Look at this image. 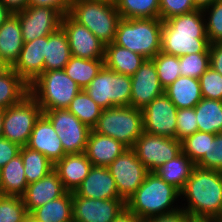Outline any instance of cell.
I'll list each match as a JSON object with an SVG mask.
<instances>
[{
    "label": "cell",
    "instance_id": "1",
    "mask_svg": "<svg viewBox=\"0 0 222 222\" xmlns=\"http://www.w3.org/2000/svg\"><path fill=\"white\" fill-rule=\"evenodd\" d=\"M202 9L177 15L163 21L161 52L177 57L186 54L209 53L206 20Z\"/></svg>",
    "mask_w": 222,
    "mask_h": 222
},
{
    "label": "cell",
    "instance_id": "2",
    "mask_svg": "<svg viewBox=\"0 0 222 222\" xmlns=\"http://www.w3.org/2000/svg\"><path fill=\"white\" fill-rule=\"evenodd\" d=\"M180 195L187 198L183 210L189 216L218 218L222 213V172L195 166Z\"/></svg>",
    "mask_w": 222,
    "mask_h": 222
},
{
    "label": "cell",
    "instance_id": "3",
    "mask_svg": "<svg viewBox=\"0 0 222 222\" xmlns=\"http://www.w3.org/2000/svg\"><path fill=\"white\" fill-rule=\"evenodd\" d=\"M179 196L181 197L177 188L166 183L155 172H149L136 192L126 200V209L145 221L178 211L180 207L173 208L172 204Z\"/></svg>",
    "mask_w": 222,
    "mask_h": 222
},
{
    "label": "cell",
    "instance_id": "4",
    "mask_svg": "<svg viewBox=\"0 0 222 222\" xmlns=\"http://www.w3.org/2000/svg\"><path fill=\"white\" fill-rule=\"evenodd\" d=\"M162 27L163 21L160 18H121L114 43L146 59H152L161 51Z\"/></svg>",
    "mask_w": 222,
    "mask_h": 222
},
{
    "label": "cell",
    "instance_id": "5",
    "mask_svg": "<svg viewBox=\"0 0 222 222\" xmlns=\"http://www.w3.org/2000/svg\"><path fill=\"white\" fill-rule=\"evenodd\" d=\"M69 15L86 26L105 45L114 42L120 13L115 3L97 0H72Z\"/></svg>",
    "mask_w": 222,
    "mask_h": 222
},
{
    "label": "cell",
    "instance_id": "6",
    "mask_svg": "<svg viewBox=\"0 0 222 222\" xmlns=\"http://www.w3.org/2000/svg\"><path fill=\"white\" fill-rule=\"evenodd\" d=\"M82 90L64 69L44 71L32 84L29 93L36 99L42 112L67 109L70 102Z\"/></svg>",
    "mask_w": 222,
    "mask_h": 222
},
{
    "label": "cell",
    "instance_id": "7",
    "mask_svg": "<svg viewBox=\"0 0 222 222\" xmlns=\"http://www.w3.org/2000/svg\"><path fill=\"white\" fill-rule=\"evenodd\" d=\"M93 130L132 148L144 132L143 112L133 106L103 109Z\"/></svg>",
    "mask_w": 222,
    "mask_h": 222
},
{
    "label": "cell",
    "instance_id": "8",
    "mask_svg": "<svg viewBox=\"0 0 222 222\" xmlns=\"http://www.w3.org/2000/svg\"><path fill=\"white\" fill-rule=\"evenodd\" d=\"M84 90L103 109L130 106L131 77L104 66Z\"/></svg>",
    "mask_w": 222,
    "mask_h": 222
},
{
    "label": "cell",
    "instance_id": "9",
    "mask_svg": "<svg viewBox=\"0 0 222 222\" xmlns=\"http://www.w3.org/2000/svg\"><path fill=\"white\" fill-rule=\"evenodd\" d=\"M42 113L36 99L29 93L19 103L4 110L2 137L20 147L26 146Z\"/></svg>",
    "mask_w": 222,
    "mask_h": 222
},
{
    "label": "cell",
    "instance_id": "10",
    "mask_svg": "<svg viewBox=\"0 0 222 222\" xmlns=\"http://www.w3.org/2000/svg\"><path fill=\"white\" fill-rule=\"evenodd\" d=\"M43 114L50 120L61 140L65 154L85 152L91 128L82 123L67 109L45 110Z\"/></svg>",
    "mask_w": 222,
    "mask_h": 222
},
{
    "label": "cell",
    "instance_id": "11",
    "mask_svg": "<svg viewBox=\"0 0 222 222\" xmlns=\"http://www.w3.org/2000/svg\"><path fill=\"white\" fill-rule=\"evenodd\" d=\"M132 149L149 172H154L182 152L181 142L177 139L147 132L142 133Z\"/></svg>",
    "mask_w": 222,
    "mask_h": 222
},
{
    "label": "cell",
    "instance_id": "12",
    "mask_svg": "<svg viewBox=\"0 0 222 222\" xmlns=\"http://www.w3.org/2000/svg\"><path fill=\"white\" fill-rule=\"evenodd\" d=\"M107 168L115 180L119 196L125 201L136 192L149 173L132 148L124 151Z\"/></svg>",
    "mask_w": 222,
    "mask_h": 222
},
{
    "label": "cell",
    "instance_id": "13",
    "mask_svg": "<svg viewBox=\"0 0 222 222\" xmlns=\"http://www.w3.org/2000/svg\"><path fill=\"white\" fill-rule=\"evenodd\" d=\"M126 210L124 199H93L72 192L73 221L113 222Z\"/></svg>",
    "mask_w": 222,
    "mask_h": 222
},
{
    "label": "cell",
    "instance_id": "14",
    "mask_svg": "<svg viewBox=\"0 0 222 222\" xmlns=\"http://www.w3.org/2000/svg\"><path fill=\"white\" fill-rule=\"evenodd\" d=\"M19 16L23 42L48 36L61 27L62 14L50 7L28 6L16 12Z\"/></svg>",
    "mask_w": 222,
    "mask_h": 222
},
{
    "label": "cell",
    "instance_id": "15",
    "mask_svg": "<svg viewBox=\"0 0 222 222\" xmlns=\"http://www.w3.org/2000/svg\"><path fill=\"white\" fill-rule=\"evenodd\" d=\"M177 110L165 94L156 97L142 109L144 132L176 139Z\"/></svg>",
    "mask_w": 222,
    "mask_h": 222
},
{
    "label": "cell",
    "instance_id": "16",
    "mask_svg": "<svg viewBox=\"0 0 222 222\" xmlns=\"http://www.w3.org/2000/svg\"><path fill=\"white\" fill-rule=\"evenodd\" d=\"M61 28L67 35L71 54L85 59H104L105 44L86 26L79 24L69 14L62 16Z\"/></svg>",
    "mask_w": 222,
    "mask_h": 222
},
{
    "label": "cell",
    "instance_id": "17",
    "mask_svg": "<svg viewBox=\"0 0 222 222\" xmlns=\"http://www.w3.org/2000/svg\"><path fill=\"white\" fill-rule=\"evenodd\" d=\"M131 77L130 106L142 110L164 94L153 59H146Z\"/></svg>",
    "mask_w": 222,
    "mask_h": 222
},
{
    "label": "cell",
    "instance_id": "18",
    "mask_svg": "<svg viewBox=\"0 0 222 222\" xmlns=\"http://www.w3.org/2000/svg\"><path fill=\"white\" fill-rule=\"evenodd\" d=\"M26 146L44 154L53 164L66 155L56 130L43 113L36 120Z\"/></svg>",
    "mask_w": 222,
    "mask_h": 222
},
{
    "label": "cell",
    "instance_id": "19",
    "mask_svg": "<svg viewBox=\"0 0 222 222\" xmlns=\"http://www.w3.org/2000/svg\"><path fill=\"white\" fill-rule=\"evenodd\" d=\"M45 50L46 36L24 43L19 59L12 66L28 85L44 72Z\"/></svg>",
    "mask_w": 222,
    "mask_h": 222
},
{
    "label": "cell",
    "instance_id": "20",
    "mask_svg": "<svg viewBox=\"0 0 222 222\" xmlns=\"http://www.w3.org/2000/svg\"><path fill=\"white\" fill-rule=\"evenodd\" d=\"M66 192L58 174L53 170L40 180L29 183L21 198L30 213L32 210L63 196Z\"/></svg>",
    "mask_w": 222,
    "mask_h": 222
},
{
    "label": "cell",
    "instance_id": "21",
    "mask_svg": "<svg viewBox=\"0 0 222 222\" xmlns=\"http://www.w3.org/2000/svg\"><path fill=\"white\" fill-rule=\"evenodd\" d=\"M78 196L93 199H122L107 167L93 166L82 184L75 190Z\"/></svg>",
    "mask_w": 222,
    "mask_h": 222
},
{
    "label": "cell",
    "instance_id": "22",
    "mask_svg": "<svg viewBox=\"0 0 222 222\" xmlns=\"http://www.w3.org/2000/svg\"><path fill=\"white\" fill-rule=\"evenodd\" d=\"M93 167L85 153L66 154L54 164V171L58 174L64 188L69 192L82 184Z\"/></svg>",
    "mask_w": 222,
    "mask_h": 222
},
{
    "label": "cell",
    "instance_id": "23",
    "mask_svg": "<svg viewBox=\"0 0 222 222\" xmlns=\"http://www.w3.org/2000/svg\"><path fill=\"white\" fill-rule=\"evenodd\" d=\"M127 149L122 142L92 129L84 153L93 166L107 167Z\"/></svg>",
    "mask_w": 222,
    "mask_h": 222
},
{
    "label": "cell",
    "instance_id": "24",
    "mask_svg": "<svg viewBox=\"0 0 222 222\" xmlns=\"http://www.w3.org/2000/svg\"><path fill=\"white\" fill-rule=\"evenodd\" d=\"M23 45L19 16L12 13L0 27V55L9 67L19 59Z\"/></svg>",
    "mask_w": 222,
    "mask_h": 222
},
{
    "label": "cell",
    "instance_id": "25",
    "mask_svg": "<svg viewBox=\"0 0 222 222\" xmlns=\"http://www.w3.org/2000/svg\"><path fill=\"white\" fill-rule=\"evenodd\" d=\"M164 94L177 109L194 108L203 98L199 79L179 76L164 89Z\"/></svg>",
    "mask_w": 222,
    "mask_h": 222
},
{
    "label": "cell",
    "instance_id": "26",
    "mask_svg": "<svg viewBox=\"0 0 222 222\" xmlns=\"http://www.w3.org/2000/svg\"><path fill=\"white\" fill-rule=\"evenodd\" d=\"M145 60L142 55L114 42L105 45L104 66L116 73L132 76Z\"/></svg>",
    "mask_w": 222,
    "mask_h": 222
},
{
    "label": "cell",
    "instance_id": "27",
    "mask_svg": "<svg viewBox=\"0 0 222 222\" xmlns=\"http://www.w3.org/2000/svg\"><path fill=\"white\" fill-rule=\"evenodd\" d=\"M71 57L67 35L61 27L46 36L44 71L64 69Z\"/></svg>",
    "mask_w": 222,
    "mask_h": 222
},
{
    "label": "cell",
    "instance_id": "28",
    "mask_svg": "<svg viewBox=\"0 0 222 222\" xmlns=\"http://www.w3.org/2000/svg\"><path fill=\"white\" fill-rule=\"evenodd\" d=\"M28 186L21 155L0 168V194L22 196Z\"/></svg>",
    "mask_w": 222,
    "mask_h": 222
},
{
    "label": "cell",
    "instance_id": "29",
    "mask_svg": "<svg viewBox=\"0 0 222 222\" xmlns=\"http://www.w3.org/2000/svg\"><path fill=\"white\" fill-rule=\"evenodd\" d=\"M29 94V85L9 67L0 73V109L19 103Z\"/></svg>",
    "mask_w": 222,
    "mask_h": 222
},
{
    "label": "cell",
    "instance_id": "30",
    "mask_svg": "<svg viewBox=\"0 0 222 222\" xmlns=\"http://www.w3.org/2000/svg\"><path fill=\"white\" fill-rule=\"evenodd\" d=\"M194 167L195 163L181 152L154 172L166 183L173 185L181 191L190 178Z\"/></svg>",
    "mask_w": 222,
    "mask_h": 222
},
{
    "label": "cell",
    "instance_id": "31",
    "mask_svg": "<svg viewBox=\"0 0 222 222\" xmlns=\"http://www.w3.org/2000/svg\"><path fill=\"white\" fill-rule=\"evenodd\" d=\"M29 214L40 222H72V192L67 191L63 196L32 210Z\"/></svg>",
    "mask_w": 222,
    "mask_h": 222
},
{
    "label": "cell",
    "instance_id": "32",
    "mask_svg": "<svg viewBox=\"0 0 222 222\" xmlns=\"http://www.w3.org/2000/svg\"><path fill=\"white\" fill-rule=\"evenodd\" d=\"M194 109L198 131L222 133V101L202 98Z\"/></svg>",
    "mask_w": 222,
    "mask_h": 222
},
{
    "label": "cell",
    "instance_id": "33",
    "mask_svg": "<svg viewBox=\"0 0 222 222\" xmlns=\"http://www.w3.org/2000/svg\"><path fill=\"white\" fill-rule=\"evenodd\" d=\"M104 67V59H85L72 56L64 71L82 89H85Z\"/></svg>",
    "mask_w": 222,
    "mask_h": 222
},
{
    "label": "cell",
    "instance_id": "34",
    "mask_svg": "<svg viewBox=\"0 0 222 222\" xmlns=\"http://www.w3.org/2000/svg\"><path fill=\"white\" fill-rule=\"evenodd\" d=\"M19 154L28 184L40 180L54 169V164L44 154L27 146L21 147Z\"/></svg>",
    "mask_w": 222,
    "mask_h": 222
},
{
    "label": "cell",
    "instance_id": "35",
    "mask_svg": "<svg viewBox=\"0 0 222 222\" xmlns=\"http://www.w3.org/2000/svg\"><path fill=\"white\" fill-rule=\"evenodd\" d=\"M115 6L123 19L159 18V0H116Z\"/></svg>",
    "mask_w": 222,
    "mask_h": 222
},
{
    "label": "cell",
    "instance_id": "36",
    "mask_svg": "<svg viewBox=\"0 0 222 222\" xmlns=\"http://www.w3.org/2000/svg\"><path fill=\"white\" fill-rule=\"evenodd\" d=\"M67 110L74 114L82 123L93 129L101 116L103 108L82 89L70 102Z\"/></svg>",
    "mask_w": 222,
    "mask_h": 222
},
{
    "label": "cell",
    "instance_id": "37",
    "mask_svg": "<svg viewBox=\"0 0 222 222\" xmlns=\"http://www.w3.org/2000/svg\"><path fill=\"white\" fill-rule=\"evenodd\" d=\"M154 65L157 70L160 84L165 89L171 85L180 74L179 57L159 52L154 58Z\"/></svg>",
    "mask_w": 222,
    "mask_h": 222
},
{
    "label": "cell",
    "instance_id": "38",
    "mask_svg": "<svg viewBox=\"0 0 222 222\" xmlns=\"http://www.w3.org/2000/svg\"><path fill=\"white\" fill-rule=\"evenodd\" d=\"M28 214L20 196L0 194V222H24Z\"/></svg>",
    "mask_w": 222,
    "mask_h": 222
},
{
    "label": "cell",
    "instance_id": "39",
    "mask_svg": "<svg viewBox=\"0 0 222 222\" xmlns=\"http://www.w3.org/2000/svg\"><path fill=\"white\" fill-rule=\"evenodd\" d=\"M181 76L199 79L210 67L209 53L186 54L179 57Z\"/></svg>",
    "mask_w": 222,
    "mask_h": 222
},
{
    "label": "cell",
    "instance_id": "40",
    "mask_svg": "<svg viewBox=\"0 0 222 222\" xmlns=\"http://www.w3.org/2000/svg\"><path fill=\"white\" fill-rule=\"evenodd\" d=\"M195 166L222 172V133H209V147Z\"/></svg>",
    "mask_w": 222,
    "mask_h": 222
},
{
    "label": "cell",
    "instance_id": "41",
    "mask_svg": "<svg viewBox=\"0 0 222 222\" xmlns=\"http://www.w3.org/2000/svg\"><path fill=\"white\" fill-rule=\"evenodd\" d=\"M210 9V10H209ZM207 10V11H206ZM204 14L209 12L205 23L206 35L211 43H222V0H216L202 9Z\"/></svg>",
    "mask_w": 222,
    "mask_h": 222
},
{
    "label": "cell",
    "instance_id": "42",
    "mask_svg": "<svg viewBox=\"0 0 222 222\" xmlns=\"http://www.w3.org/2000/svg\"><path fill=\"white\" fill-rule=\"evenodd\" d=\"M209 147V133L196 131L181 141L182 152L195 164L204 156Z\"/></svg>",
    "mask_w": 222,
    "mask_h": 222
},
{
    "label": "cell",
    "instance_id": "43",
    "mask_svg": "<svg viewBox=\"0 0 222 222\" xmlns=\"http://www.w3.org/2000/svg\"><path fill=\"white\" fill-rule=\"evenodd\" d=\"M203 98L222 101V75L209 67L199 78Z\"/></svg>",
    "mask_w": 222,
    "mask_h": 222
},
{
    "label": "cell",
    "instance_id": "44",
    "mask_svg": "<svg viewBox=\"0 0 222 222\" xmlns=\"http://www.w3.org/2000/svg\"><path fill=\"white\" fill-rule=\"evenodd\" d=\"M176 139L184 140L198 131L196 113L194 108L177 110Z\"/></svg>",
    "mask_w": 222,
    "mask_h": 222
},
{
    "label": "cell",
    "instance_id": "45",
    "mask_svg": "<svg viewBox=\"0 0 222 222\" xmlns=\"http://www.w3.org/2000/svg\"><path fill=\"white\" fill-rule=\"evenodd\" d=\"M160 15L162 21L177 15L187 14L197 10L193 0H159Z\"/></svg>",
    "mask_w": 222,
    "mask_h": 222
},
{
    "label": "cell",
    "instance_id": "46",
    "mask_svg": "<svg viewBox=\"0 0 222 222\" xmlns=\"http://www.w3.org/2000/svg\"><path fill=\"white\" fill-rule=\"evenodd\" d=\"M21 147L6 138H0V168L19 155Z\"/></svg>",
    "mask_w": 222,
    "mask_h": 222
},
{
    "label": "cell",
    "instance_id": "47",
    "mask_svg": "<svg viewBox=\"0 0 222 222\" xmlns=\"http://www.w3.org/2000/svg\"><path fill=\"white\" fill-rule=\"evenodd\" d=\"M72 0H29L28 6L50 7L62 15L69 14Z\"/></svg>",
    "mask_w": 222,
    "mask_h": 222
},
{
    "label": "cell",
    "instance_id": "48",
    "mask_svg": "<svg viewBox=\"0 0 222 222\" xmlns=\"http://www.w3.org/2000/svg\"><path fill=\"white\" fill-rule=\"evenodd\" d=\"M189 216L182 208L168 214H162L146 219L143 222H190Z\"/></svg>",
    "mask_w": 222,
    "mask_h": 222
},
{
    "label": "cell",
    "instance_id": "49",
    "mask_svg": "<svg viewBox=\"0 0 222 222\" xmlns=\"http://www.w3.org/2000/svg\"><path fill=\"white\" fill-rule=\"evenodd\" d=\"M209 66L222 75V43L209 45Z\"/></svg>",
    "mask_w": 222,
    "mask_h": 222
},
{
    "label": "cell",
    "instance_id": "50",
    "mask_svg": "<svg viewBox=\"0 0 222 222\" xmlns=\"http://www.w3.org/2000/svg\"><path fill=\"white\" fill-rule=\"evenodd\" d=\"M11 12L16 13L26 9L29 0H0Z\"/></svg>",
    "mask_w": 222,
    "mask_h": 222
},
{
    "label": "cell",
    "instance_id": "51",
    "mask_svg": "<svg viewBox=\"0 0 222 222\" xmlns=\"http://www.w3.org/2000/svg\"><path fill=\"white\" fill-rule=\"evenodd\" d=\"M113 222H143V221L126 209Z\"/></svg>",
    "mask_w": 222,
    "mask_h": 222
},
{
    "label": "cell",
    "instance_id": "52",
    "mask_svg": "<svg viewBox=\"0 0 222 222\" xmlns=\"http://www.w3.org/2000/svg\"><path fill=\"white\" fill-rule=\"evenodd\" d=\"M11 12L1 1H0V27L5 23V21L12 15Z\"/></svg>",
    "mask_w": 222,
    "mask_h": 222
},
{
    "label": "cell",
    "instance_id": "53",
    "mask_svg": "<svg viewBox=\"0 0 222 222\" xmlns=\"http://www.w3.org/2000/svg\"><path fill=\"white\" fill-rule=\"evenodd\" d=\"M216 0H193L195 6L198 9H203L209 5H211Z\"/></svg>",
    "mask_w": 222,
    "mask_h": 222
},
{
    "label": "cell",
    "instance_id": "54",
    "mask_svg": "<svg viewBox=\"0 0 222 222\" xmlns=\"http://www.w3.org/2000/svg\"><path fill=\"white\" fill-rule=\"evenodd\" d=\"M190 222H220L218 218L191 217Z\"/></svg>",
    "mask_w": 222,
    "mask_h": 222
},
{
    "label": "cell",
    "instance_id": "55",
    "mask_svg": "<svg viewBox=\"0 0 222 222\" xmlns=\"http://www.w3.org/2000/svg\"><path fill=\"white\" fill-rule=\"evenodd\" d=\"M9 66L7 65V63L1 58L0 55V73L4 72L6 69H8Z\"/></svg>",
    "mask_w": 222,
    "mask_h": 222
},
{
    "label": "cell",
    "instance_id": "56",
    "mask_svg": "<svg viewBox=\"0 0 222 222\" xmlns=\"http://www.w3.org/2000/svg\"><path fill=\"white\" fill-rule=\"evenodd\" d=\"M3 115H4V110L0 109V138L2 137Z\"/></svg>",
    "mask_w": 222,
    "mask_h": 222
},
{
    "label": "cell",
    "instance_id": "57",
    "mask_svg": "<svg viewBox=\"0 0 222 222\" xmlns=\"http://www.w3.org/2000/svg\"><path fill=\"white\" fill-rule=\"evenodd\" d=\"M24 222H40V221H38L37 219H35L32 215L28 214V215L25 217Z\"/></svg>",
    "mask_w": 222,
    "mask_h": 222
},
{
    "label": "cell",
    "instance_id": "58",
    "mask_svg": "<svg viewBox=\"0 0 222 222\" xmlns=\"http://www.w3.org/2000/svg\"><path fill=\"white\" fill-rule=\"evenodd\" d=\"M97 1H105V2H109V3H115L116 0H97Z\"/></svg>",
    "mask_w": 222,
    "mask_h": 222
},
{
    "label": "cell",
    "instance_id": "59",
    "mask_svg": "<svg viewBox=\"0 0 222 222\" xmlns=\"http://www.w3.org/2000/svg\"><path fill=\"white\" fill-rule=\"evenodd\" d=\"M219 221L222 222V213L221 215L218 217Z\"/></svg>",
    "mask_w": 222,
    "mask_h": 222
}]
</instances>
